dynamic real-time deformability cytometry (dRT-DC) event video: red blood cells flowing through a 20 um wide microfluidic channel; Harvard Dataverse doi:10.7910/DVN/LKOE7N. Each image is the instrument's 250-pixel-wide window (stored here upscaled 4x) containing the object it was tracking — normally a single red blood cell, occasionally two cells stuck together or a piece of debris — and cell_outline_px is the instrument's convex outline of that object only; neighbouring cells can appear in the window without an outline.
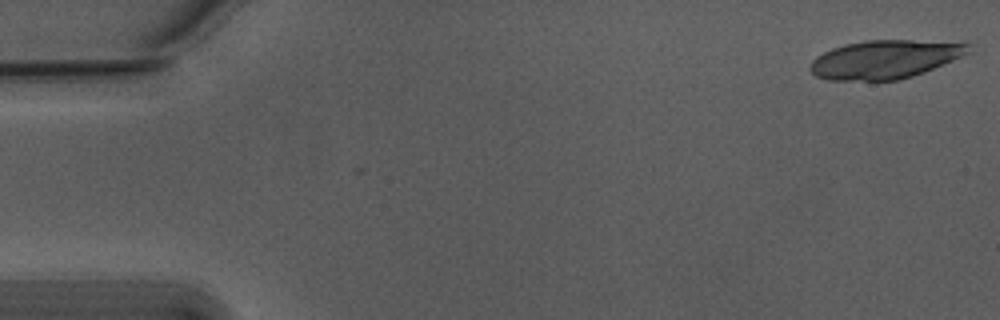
{"species": "Egyptian fruit bat (a non-hibernating species)", "species_latin": "Rousettus aegyptiacus", "temperature_condition": "warm", "stored_images_in_passage": 18, "camera_frame_rate_fps": 3000, "um_per_image_px": 0.085, "animal": {"sex": "male"}, "frame": {"image": 1, "passage_image": 1, "time_ms": 0.0, "image_size_px": [1000, 320], "cell_outline_px": [[972, 44], [968, 52], [952, 60], [924, 72], [900, 80], [828, 80], [816, 76], [808, 68], [812, 60], [816, 56], [832, 48], [844, 44], [864, 40], [912, 40]], "centroid_in_image_um": [75.15, 5.04], "position_along_channel_um": 9.9, "area_um2": 35.26}}